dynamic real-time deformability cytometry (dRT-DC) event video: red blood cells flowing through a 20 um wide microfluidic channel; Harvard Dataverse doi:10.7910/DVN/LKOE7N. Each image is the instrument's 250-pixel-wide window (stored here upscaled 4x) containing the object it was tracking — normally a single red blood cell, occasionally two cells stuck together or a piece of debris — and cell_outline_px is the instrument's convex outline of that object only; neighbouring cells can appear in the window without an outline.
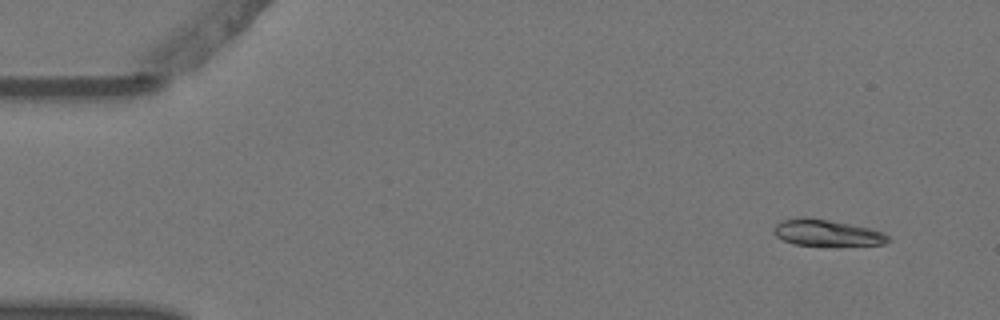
{"species": "Egyptian fruit bat (a non-hibernating species)", "species_latin": "Rousettus aegyptiacus", "temperature_condition": "warm", "stored_images_in_passage": 5, "camera_frame_rate_fps": 3000, "um_per_image_px": 0.085, "animal": {"sex": "female"}, "frame": {"image": 1, "passage_image": 1, "time_ms": 0.0, "image_size_px": [1000, 320], "cell_outline_px": [[888, 240], [884, 244], [840, 248], [832, 248], [792, 244], [776, 236], [772, 232], [772, 228], [780, 220], [828, 220], [868, 228], [884, 232], [888, 236]], "centroid_in_image_um": [70.33, 19.89], "position_along_channel_um": 14.7, "area_um2": 17.8}}
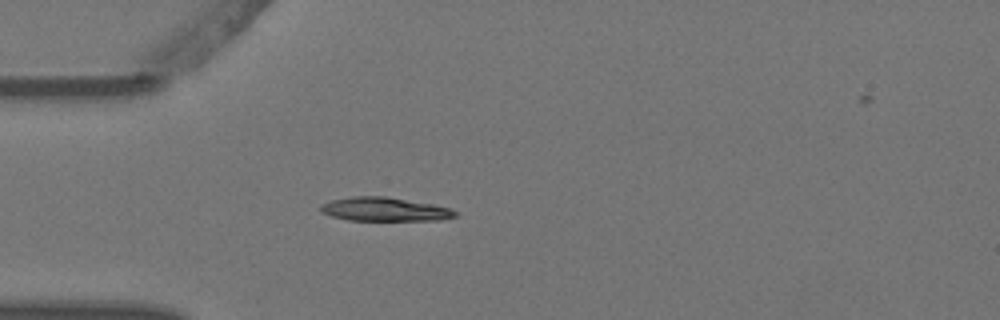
{"frame": {"image": 2, "passage_image": 4, "time_ms": 1.0, "image_size_px": [1000, 320], "cell_outline_px": [[460, 212], [456, 216], [440, 220], [348, 220], [332, 216], [320, 212], [320, 204], [332, 200], [352, 196], [388, 196], [432, 204], [452, 208]], "centroid_in_image_um": [32.72, 17.78], "position_along_channel_um": 52.3, "area_um2": 18.79}}